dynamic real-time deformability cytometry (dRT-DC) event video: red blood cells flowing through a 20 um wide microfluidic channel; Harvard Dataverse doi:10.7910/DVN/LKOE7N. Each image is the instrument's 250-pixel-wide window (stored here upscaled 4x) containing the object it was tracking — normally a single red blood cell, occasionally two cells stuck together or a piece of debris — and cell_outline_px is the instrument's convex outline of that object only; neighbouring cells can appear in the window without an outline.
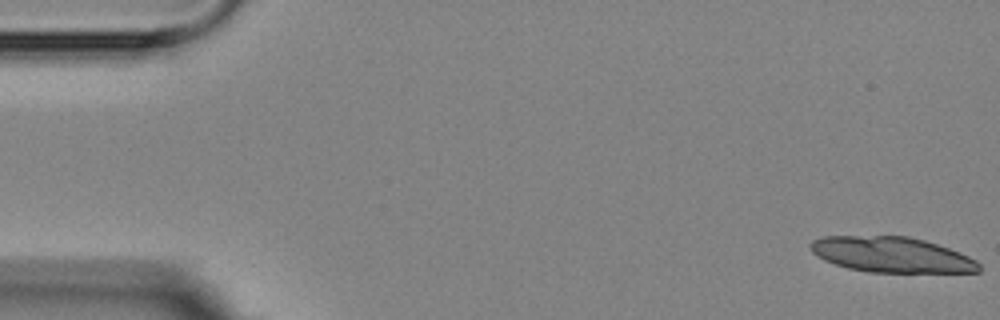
{"species": "Egyptian fruit bat (a non-hibernating species)", "species_latin": "Rousettus aegyptiacus", "temperature_condition": "room temperature", "stored_images_in_passage": 6, "camera_frame_rate_fps": 3000, "um_per_image_px": 0.085, "animal": {"sex": "female"}, "frame": {"image": 1, "passage_image": 1, "time_ms": 0.0, "image_size_px": [1000, 320], "cell_outline_px": [[980, 272], [868, 272], [848, 268], [824, 260], [816, 256], [812, 252], [808, 244], [812, 240], [824, 236], [908, 236], [924, 240], [960, 252], [976, 260], [980, 264]], "centroid_in_image_um": [75.76, 21.64], "position_along_channel_um": 9.2, "area_um2": 34.8}}
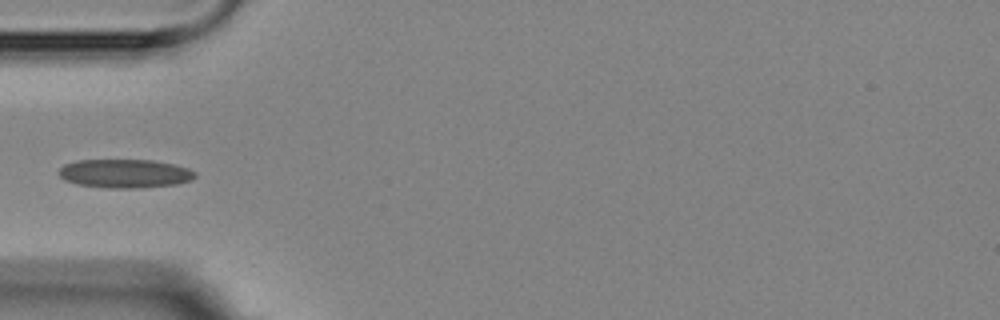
{"frame": {"image": 2, "passage_image": 6, "time_ms": 5.667, "image_size_px": [1000, 320], "cell_outline_px": [[196, 176], [192, 180], [176, 184], [136, 188], [108, 188], [76, 184], [64, 180], [56, 172], [64, 164], [76, 160], [152, 160], [172, 164], [188, 168], [196, 172]], "centroid_in_image_um": [10.58, 14.75], "position_along_channel_um": 74.4, "area_um2": 22.89}}